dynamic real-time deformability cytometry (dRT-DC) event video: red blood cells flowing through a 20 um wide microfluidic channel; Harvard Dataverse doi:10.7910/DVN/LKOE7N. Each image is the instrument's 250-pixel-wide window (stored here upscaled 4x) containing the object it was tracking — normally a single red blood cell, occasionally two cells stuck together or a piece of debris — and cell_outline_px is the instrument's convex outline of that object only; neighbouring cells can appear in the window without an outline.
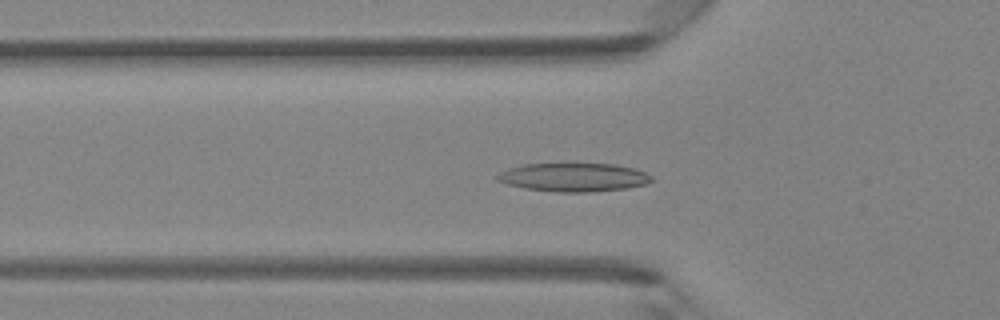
{"species": "Egyptian fruit bat (a non-hibernating species)", "species_latin": "Rousettus aegyptiacus", "temperature_condition": "room temperature", "stored_images_in_passage": 46, "camera_frame_rate_fps": 3000, "um_per_image_px": 0.085, "animal": {"sex": "female"}, "frame": {"image": 1, "passage_image": 16, "time_ms": 5.0, "image_size_px": [1000, 320], "cell_outline_px": [[652, 180], [644, 184], [624, 188], [588, 192], [556, 192], [524, 188], [508, 184], [496, 180], [496, 176], [500, 172], [508, 168], [524, 164], [616, 164], [636, 168], [652, 176]], "centroid_in_image_um": [48.74, 15.06], "position_along_channel_um": 77.1, "area_um2": 25.49}}
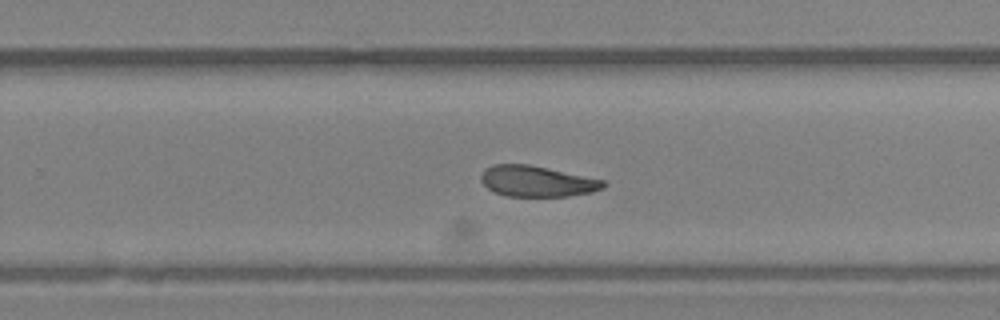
{"frame": {"image": 2, "passage_image": 30, "time_ms": 9.667, "image_size_px": [1000, 320], "cell_outline_px": [[608, 184], [604, 188], [592, 192], [568, 196], [504, 196], [488, 188], [480, 180], [480, 176], [484, 168], [492, 164], [528, 164], [604, 180]], "centroid_in_image_um": [45.63, 15.4], "position_along_channel_um": 284.2, "area_um2": 22.02}}
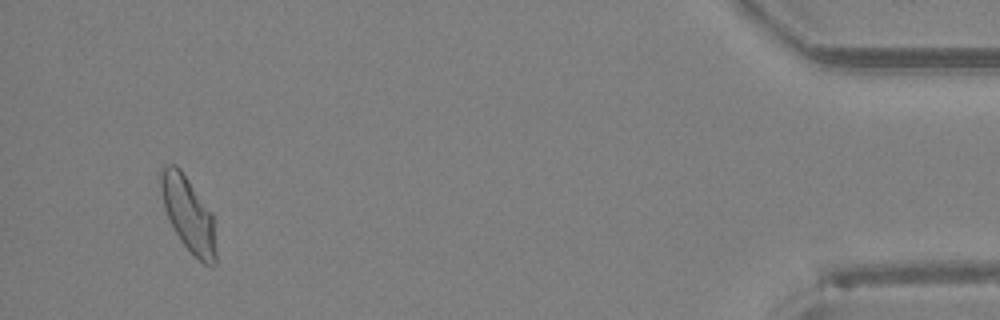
{"frame": {"image": 3, "passage_image": 44, "time_ms": 14.333, "image_size_px": [1000, 320], "cell_outline_px": [[216, 264], [204, 264], [180, 240], [172, 228], [164, 208], [160, 188], [160, 168], [164, 164], [176, 164], [180, 168], [212, 212], [216, 248]], "centroid_in_image_um": [15.99, 18.15], "position_along_channel_um": 419.2, "area_um2": 24.04}}